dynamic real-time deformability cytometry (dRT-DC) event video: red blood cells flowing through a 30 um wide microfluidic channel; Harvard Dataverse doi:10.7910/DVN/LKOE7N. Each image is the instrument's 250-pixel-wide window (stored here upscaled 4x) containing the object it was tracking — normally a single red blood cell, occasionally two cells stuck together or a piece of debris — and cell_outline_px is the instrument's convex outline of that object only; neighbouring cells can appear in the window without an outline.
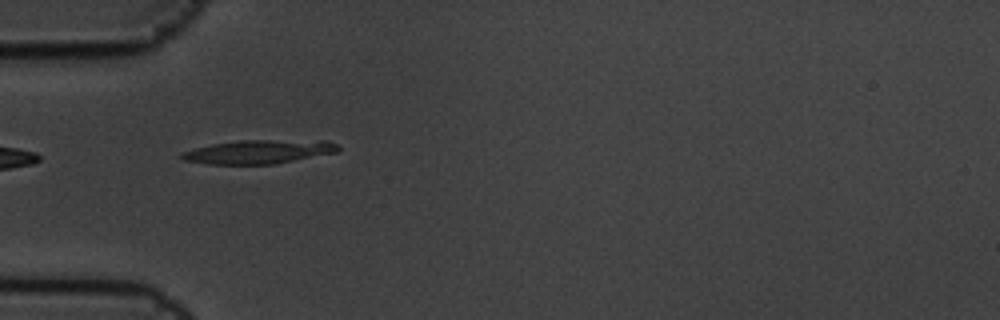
{"species": "common noctule bat (a hibernating species)", "species_latin": "Nyctalus noctula", "temperature_condition": "cold", "stored_images_in_passage": 3, "camera_frame_rate_fps": 3000, "um_per_image_px": 0.085, "animal": {"sex": "male", "body_mass_g": 19.5, "forearm_length_mm": 54.6}, "frame": {"image": 1, "passage_image": 2, "time_ms": 0.333, "image_size_px": [1000, 320], "cell_outline_px": [[340, 148], [336, 152], [272, 164], [208, 164], [184, 160], [180, 156], [180, 152], [212, 144], [240, 140], [324, 140], [336, 144]], "centroid_in_image_um": [21.97, 12.89], "position_along_channel_um": 63.0, "area_um2": 21.44}}